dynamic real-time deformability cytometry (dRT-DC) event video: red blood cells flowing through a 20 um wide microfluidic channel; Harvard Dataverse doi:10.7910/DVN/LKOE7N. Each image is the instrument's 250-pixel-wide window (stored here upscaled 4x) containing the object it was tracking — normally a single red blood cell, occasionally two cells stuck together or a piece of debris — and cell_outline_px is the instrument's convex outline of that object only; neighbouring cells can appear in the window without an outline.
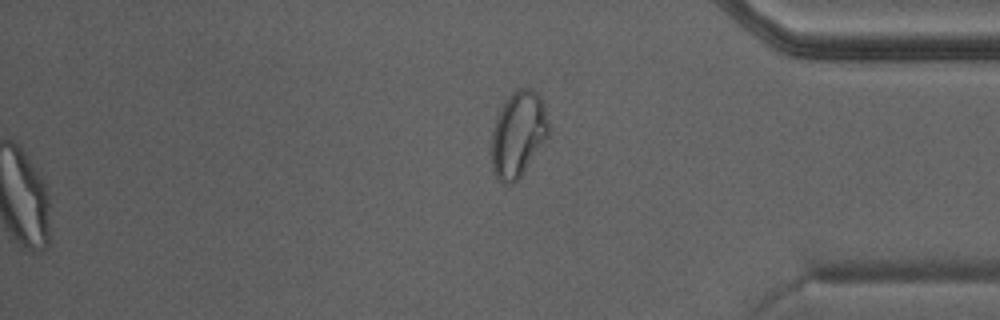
{"species": "Egyptian fruit bat (a non-hibernating species)", "species_latin": "Rousettus aegyptiacus", "temperature_condition": "warm", "stored_images_in_passage": 43, "segment_of_instrument_passage": [2, 2], "camera_frame_rate_fps": 3000, "um_per_image_px": 0.085, "animal": {"sex": "male"}, "frame": {"image": 1, "passage_image": 43, "time_ms": 14.0, "image_size_px": [1000, 320], "cell_outline_px": [[548, 136], [520, 176], [512, 184], [504, 184], [496, 180], [492, 168], [492, 132], [496, 120], [508, 96], [516, 88], [532, 88], [540, 96], [544, 104], [548, 120]], "centroid_in_image_um": [44.04, 11.4], "position_along_channel_um": 391.2, "area_um2": 28.21}}